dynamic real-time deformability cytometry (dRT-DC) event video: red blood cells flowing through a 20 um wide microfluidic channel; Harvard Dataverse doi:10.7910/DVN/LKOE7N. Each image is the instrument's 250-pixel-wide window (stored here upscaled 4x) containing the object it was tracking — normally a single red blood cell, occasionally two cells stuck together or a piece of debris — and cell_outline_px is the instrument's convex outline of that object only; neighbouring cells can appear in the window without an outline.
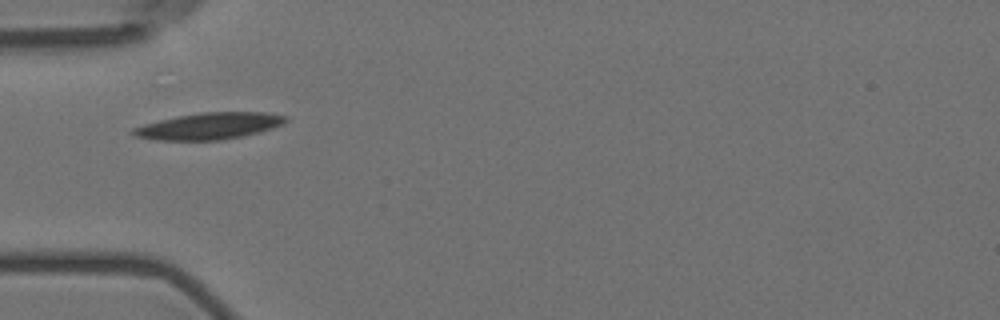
{"species": "Egyptian fruit bat (a non-hibernating species)", "species_latin": "Rousettus aegyptiacus", "temperature_condition": "room temperature", "stored_images_in_passage": 11, "camera_frame_rate_fps": 3000, "um_per_image_px": 0.085, "animal": {"sex": "female"}, "frame": {"image": 1, "passage_image": 1, "time_ms": 0.0, "image_size_px": [1000, 320], "cell_outline_px": [[288, 120], [284, 124], [260, 132], [244, 136], [220, 140], [156, 140], [136, 136], [132, 132], [132, 128], [144, 124], [176, 116], [200, 112], [264, 112], [288, 116]], "centroid_in_image_um": [17.82, 10.71], "position_along_channel_um": 67.2, "area_um2": 23.7}}
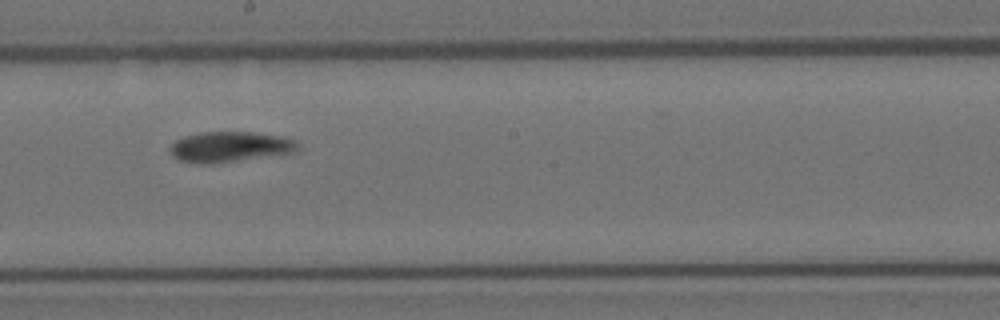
{"frame": {"image": 2, "passage_image": 5, "time_ms": 4.667, "image_size_px": [1000, 320], "cell_outline_px": [[300, 148], [292, 152], [212, 164], [200, 164], [180, 160], [172, 156], [168, 148], [176, 140], [184, 136], [200, 132], [252, 132], [284, 136], [296, 140], [300, 144]], "centroid_in_image_um": [19.53, 12.47], "position_along_channel_um": 228.7, "area_um2": 22.72}}
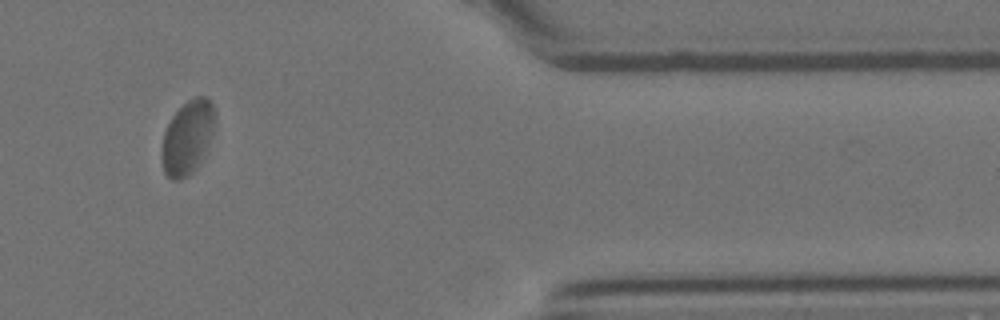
{"frame": {"image": 3, "passage_image": 9, "time_ms": 10.333, "image_size_px": [1000, 320], "cell_outline_px": [[216, 120], [204, 156], [196, 168], [188, 176], [180, 180], [172, 180], [164, 172], [160, 160], [160, 144], [164, 132], [172, 116], [188, 100], [196, 96], [204, 96], [212, 104], [216, 112]], "centroid_in_image_um": [15.91, 11.71], "position_along_channel_um": 395.5, "area_um2": 23.18}, "authors_computed_cell_mechanics": {"area_um2": 23.1778, "velocity_mm_per_s": 3.4691, "shape_relaxation_time_tau1_ms": 5.5625, "shape_relaxation_time_tau2_ms": 1.4107, "deformation_change_tau1": 0.1075, "deformation_change_tau2": 0.0415}}